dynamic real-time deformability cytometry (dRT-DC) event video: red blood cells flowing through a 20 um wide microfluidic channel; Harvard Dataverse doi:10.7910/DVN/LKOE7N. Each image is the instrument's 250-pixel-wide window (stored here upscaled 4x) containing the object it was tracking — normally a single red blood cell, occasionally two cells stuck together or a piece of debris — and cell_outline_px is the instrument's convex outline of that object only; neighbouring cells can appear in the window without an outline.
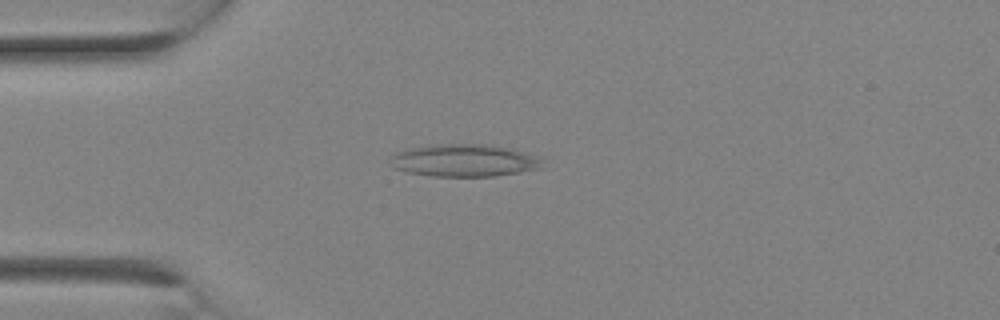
{"species": "Egyptian fruit bat (a non-hibernating species)", "species_latin": "Rousettus aegyptiacus", "temperature_condition": "room temperature", "stored_images_in_passage": 7, "camera_frame_rate_fps": 3000, "um_per_image_px": 0.085, "animal": {"sex": "female"}, "frame": {"image": 1, "passage_image": 6, "time_ms": 1.667, "image_size_px": [1000, 320], "cell_outline_px": [[548, 168], [496, 176], [432, 176], [408, 172], [392, 168], [388, 164], [388, 156], [404, 148], [428, 144], [492, 144], [512, 148], [540, 156]], "centroid_in_image_um": [39.48, 13.62], "position_along_channel_um": 45.5, "area_um2": 29.94}}